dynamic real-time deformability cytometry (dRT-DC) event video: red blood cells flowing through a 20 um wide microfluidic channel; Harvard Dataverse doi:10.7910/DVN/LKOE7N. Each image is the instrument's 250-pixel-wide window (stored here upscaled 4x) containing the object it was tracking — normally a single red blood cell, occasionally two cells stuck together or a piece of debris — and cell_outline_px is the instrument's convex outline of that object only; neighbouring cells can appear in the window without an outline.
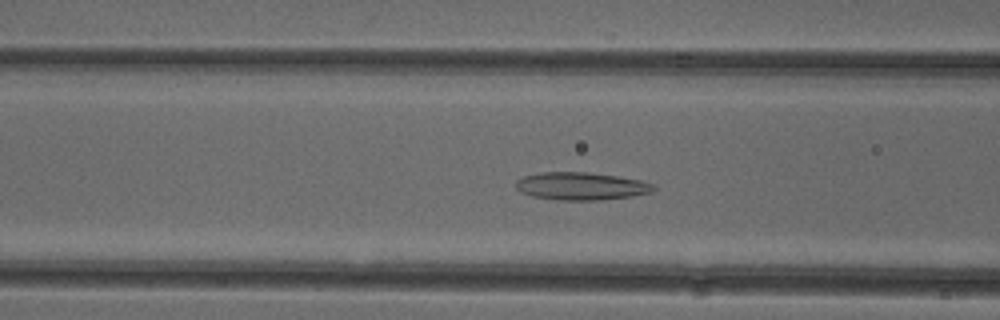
{"species": "common noctule bat (a hibernating species)", "species_latin": "Nyctalus noctula", "temperature_condition": "cold", "stored_images_in_passage": 53, "camera_frame_rate_fps": 3000, "um_per_image_px": 0.085, "animal": {"sex": "female"}, "frame": {"image": 1, "passage_image": 20, "time_ms": 6.333, "image_size_px": [1000, 320], "cell_outline_px": [[656, 188], [652, 192], [632, 196], [600, 200], [560, 200], [532, 196], [520, 192], [516, 188], [516, 180], [524, 176], [540, 172], [588, 172], [616, 176], [640, 180], [652, 184]], "centroid_in_image_um": [49.38, 15.82], "position_along_channel_um": 117.2, "area_um2": 22.2}}
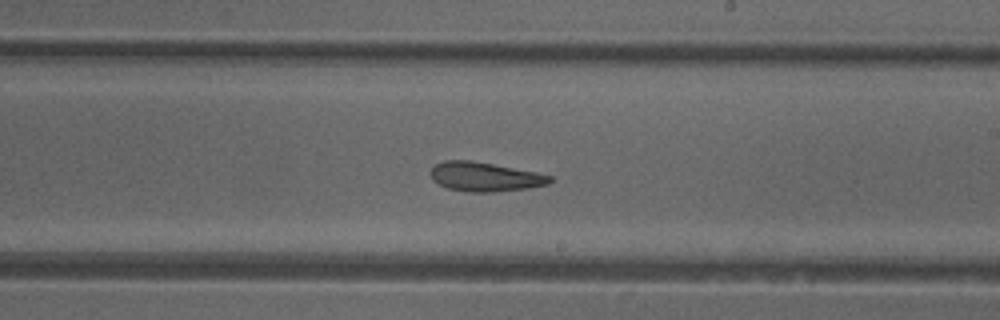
{"frame": {"image": 2, "passage_image": 30, "time_ms": 9.667, "image_size_px": [1000, 320], "cell_outline_px": [[552, 180], [548, 184], [528, 188], [496, 192], [468, 192], [448, 188], [432, 180], [428, 172], [436, 164], [444, 160], [472, 160], [536, 172], [552, 176]], "centroid_in_image_um": [41.19, 15.02], "position_along_channel_um": 247.8, "area_um2": 20.4}}
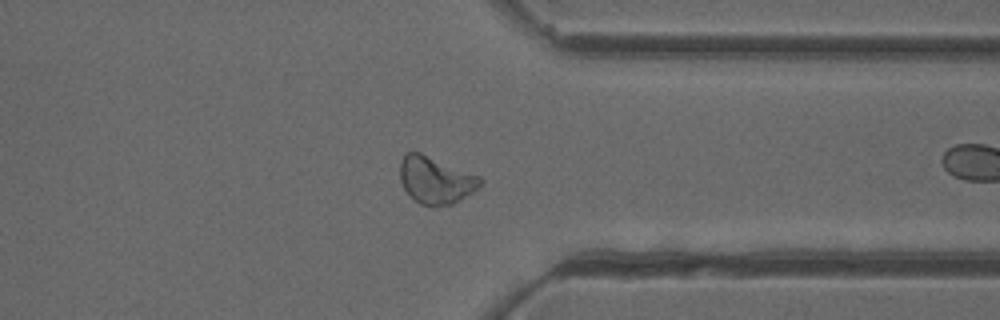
{"frame": {"image": 3, "passage_image": 40, "time_ms": 13.0, "image_size_px": [1000, 320], "cell_outline_px": [[484, 180], [472, 192], [452, 204], [420, 204], [404, 188], [400, 180], [400, 160], [404, 152], [420, 152], [480, 176]], "centroid_in_image_um": [37.01, 15.26], "position_along_channel_um": 374.4, "area_um2": 21.56}, "authors_computed_cell_mechanics": {"area_um2": 22.253, "velocity_mm_per_s": 3.9157, "shape_relaxation_time_tau1_ms": null, "shape_relaxation_time_tau2_ms": 2.927, "deformation_change_tau1": null, "deformation_change_tau2": 0.105}}